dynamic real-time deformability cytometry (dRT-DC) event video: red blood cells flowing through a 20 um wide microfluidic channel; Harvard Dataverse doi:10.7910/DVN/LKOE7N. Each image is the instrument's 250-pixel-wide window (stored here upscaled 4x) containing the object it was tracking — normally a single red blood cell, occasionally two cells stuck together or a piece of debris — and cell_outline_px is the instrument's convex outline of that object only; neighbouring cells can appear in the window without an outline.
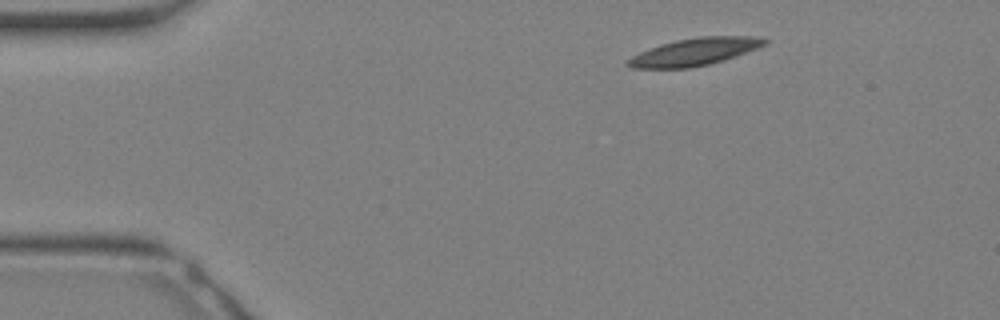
{"species": "Egyptian fruit bat (a non-hibernating species)", "species_latin": "Rousettus aegyptiacus", "temperature_condition": "warm", "stored_images_in_passage": 28, "camera_frame_rate_fps": 3000, "um_per_image_px": 0.085, "animal": {"sex": "female"}, "frame": {"image": 1, "passage_image": 1, "time_ms": 0.0, "image_size_px": [1000, 320], "cell_outline_px": [[768, 40], [764, 44], [756, 48], [708, 64], [688, 68], [632, 68], [624, 64], [624, 60], [640, 52], [660, 44], [676, 40], [700, 36], [764, 36]], "centroid_in_image_um": [58.97, 4.39], "position_along_channel_um": 26.0, "area_um2": 21.56}}
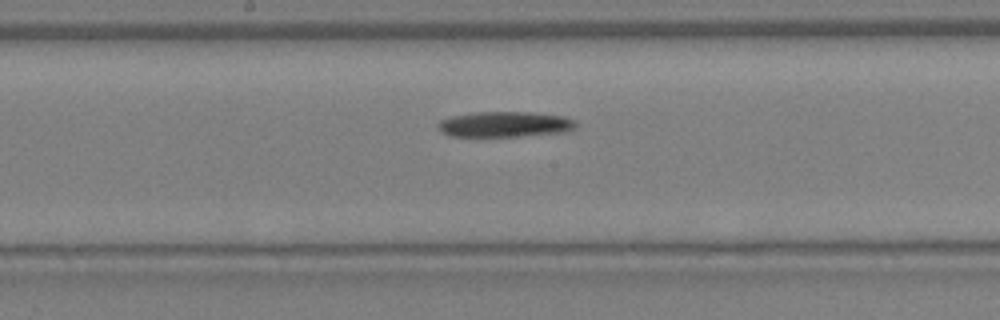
{"frame": {"image": 2, "passage_image": 13, "time_ms": 4.0, "image_size_px": [1000, 320], "cell_outline_px": [[576, 128], [568, 132], [520, 136], [452, 136], [440, 132], [436, 128], [436, 124], [440, 120], [452, 116], [476, 112], [528, 112], [564, 116], [576, 120]], "centroid_in_image_um": [42.92, 10.57], "position_along_channel_um": 205.3, "area_um2": 20.69}}
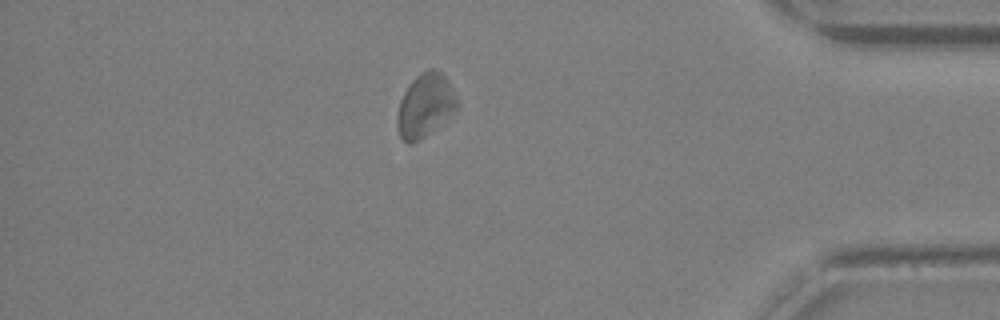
{"frame": {"image": 3, "passage_image": 24, "time_ms": 7.667, "image_size_px": [1000, 320], "cell_outline_px": [[460, 104], [452, 112], [420, 140], [412, 144], [408, 144], [400, 136], [396, 124], [396, 116], [400, 100], [404, 92], [412, 80], [420, 72], [428, 68], [436, 68], [444, 76]], "centroid_in_image_um": [36.09, 8.94], "position_along_channel_um": 399.1, "area_um2": 21.79}}